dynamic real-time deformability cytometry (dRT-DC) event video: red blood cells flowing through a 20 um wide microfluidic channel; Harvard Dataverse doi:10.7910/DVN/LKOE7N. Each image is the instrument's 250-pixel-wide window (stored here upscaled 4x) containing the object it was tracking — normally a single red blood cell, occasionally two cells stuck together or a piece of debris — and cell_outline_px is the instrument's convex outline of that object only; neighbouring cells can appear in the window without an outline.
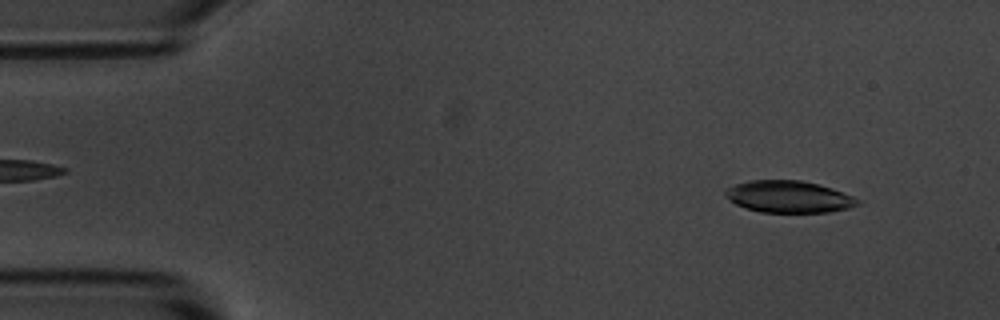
{"species": "common noctule bat (a hibernating species)", "species_latin": "Nyctalus noctula", "temperature_condition": "room temperature", "stored_images_in_passage": 14, "camera_frame_rate_fps": 3000, "um_per_image_px": 0.085, "animal": {"sex": "male", "body_mass_g": 20.1, "forearm_length_mm": 53.5}, "frame": {"image": 1, "passage_image": 5, "time_ms": 1.333, "image_size_px": [1000, 320], "cell_outline_px": [[860, 204], [848, 208], [828, 212], [760, 212], [744, 208], [728, 200], [724, 196], [724, 188], [748, 180], [800, 180], [820, 184], [832, 188], [852, 196], [860, 200]], "centroid_in_image_um": [66.99, 16.71], "position_along_channel_um": 18.0, "area_um2": 24.8}}